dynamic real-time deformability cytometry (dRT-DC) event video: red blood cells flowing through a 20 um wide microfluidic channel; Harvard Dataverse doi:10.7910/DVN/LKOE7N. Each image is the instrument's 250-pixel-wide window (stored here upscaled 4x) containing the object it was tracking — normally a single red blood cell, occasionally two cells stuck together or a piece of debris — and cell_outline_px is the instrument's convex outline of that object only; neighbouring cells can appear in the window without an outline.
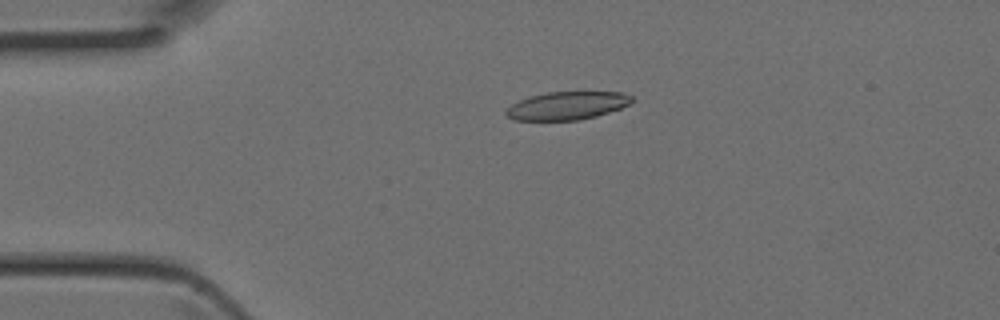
{"species": "Egyptian fruit bat (a non-hibernating species)", "species_latin": "Rousettus aegyptiacus", "temperature_condition": "room temperature", "stored_images_in_passage": 40, "camera_frame_rate_fps": 3000, "um_per_image_px": 0.085, "animal": {"sex": "female"}, "frame": {"image": 1, "passage_image": 6, "time_ms": 1.667, "image_size_px": [1000, 320], "cell_outline_px": [[632, 100], [628, 104], [620, 108], [592, 116], [572, 120], [520, 120], [508, 116], [508, 112], [516, 104], [524, 100], [536, 96], [556, 92], [616, 92], [632, 96]], "centroid_in_image_um": [48.31, 8.98], "position_along_channel_um": 36.7, "area_um2": 19.13}}
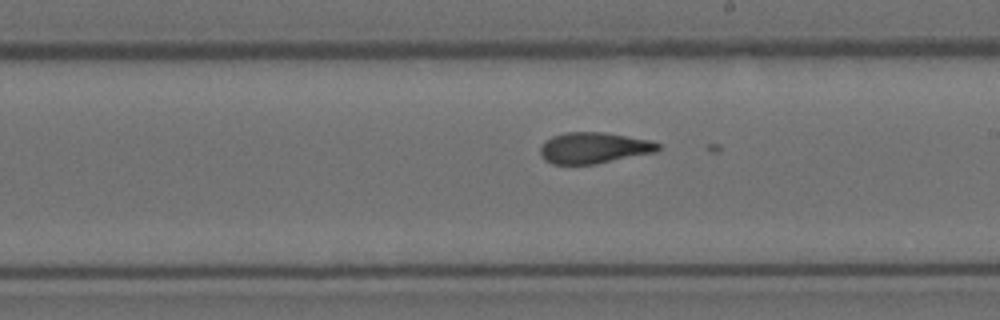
{"frame": {"image": 2, "passage_image": 21, "time_ms": 6.667, "image_size_px": [1000, 320], "cell_outline_px": [[660, 148], [648, 152], [588, 164], [556, 164], [548, 160], [544, 156], [544, 144], [548, 140], [556, 136], [572, 132], [592, 132], [620, 136], [660, 144]], "centroid_in_image_um": [50.41, 12.57], "position_along_channel_um": 238.6, "area_um2": 19.13}}
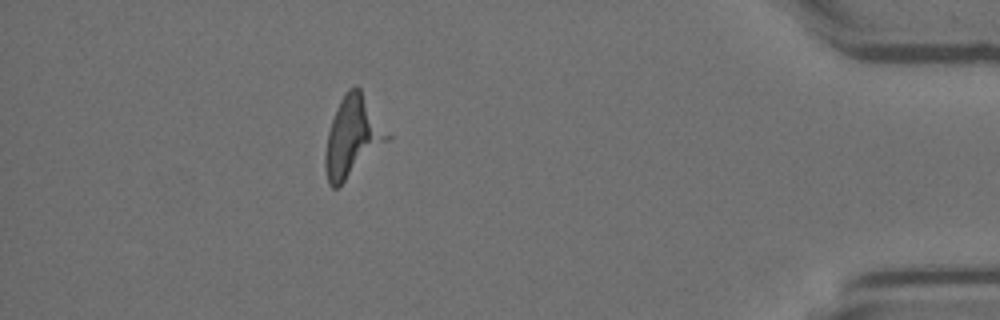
{"frame": {"image": 3, "passage_image": 35, "time_ms": 11.333, "image_size_px": [1000, 320], "cell_outline_px": [[376, 136], [344, 180], [336, 188], [332, 188], [328, 180], [328, 136], [336, 112], [344, 96], [352, 88], [360, 88]], "centroid_in_image_um": [29.63, 11.6], "position_along_channel_um": 405.6, "area_um2": 21.39}}